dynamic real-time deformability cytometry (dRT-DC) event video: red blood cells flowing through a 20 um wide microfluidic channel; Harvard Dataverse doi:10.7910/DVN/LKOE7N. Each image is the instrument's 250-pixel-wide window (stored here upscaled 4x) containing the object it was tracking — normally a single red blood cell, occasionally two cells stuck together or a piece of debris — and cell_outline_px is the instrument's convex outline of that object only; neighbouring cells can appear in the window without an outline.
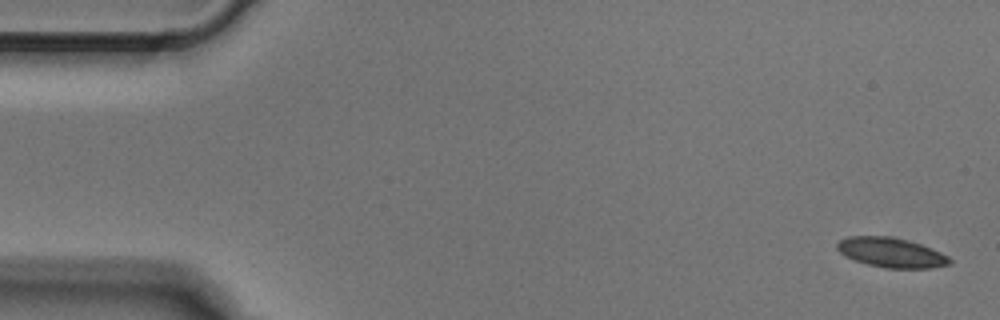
{"species": "Egyptian fruit bat (a non-hibernating species)", "species_latin": "Rousettus aegyptiacus", "temperature_condition": "cold", "stored_images_in_passage": 3, "camera_frame_rate_fps": 3000, "um_per_image_px": 0.085, "animal": {"sex": "male"}, "frame": {"image": 1, "passage_image": 1, "time_ms": 0.0, "image_size_px": [1000, 320], "cell_outline_px": [[952, 264], [932, 268], [888, 268], [868, 264], [856, 260], [840, 252], [836, 248], [836, 244], [840, 240], [848, 236], [892, 236], [908, 240], [920, 244], [940, 252], [948, 256], [952, 260]], "centroid_in_image_um": [75.78, 21.46], "position_along_channel_um": 9.2, "area_um2": 19.36}}